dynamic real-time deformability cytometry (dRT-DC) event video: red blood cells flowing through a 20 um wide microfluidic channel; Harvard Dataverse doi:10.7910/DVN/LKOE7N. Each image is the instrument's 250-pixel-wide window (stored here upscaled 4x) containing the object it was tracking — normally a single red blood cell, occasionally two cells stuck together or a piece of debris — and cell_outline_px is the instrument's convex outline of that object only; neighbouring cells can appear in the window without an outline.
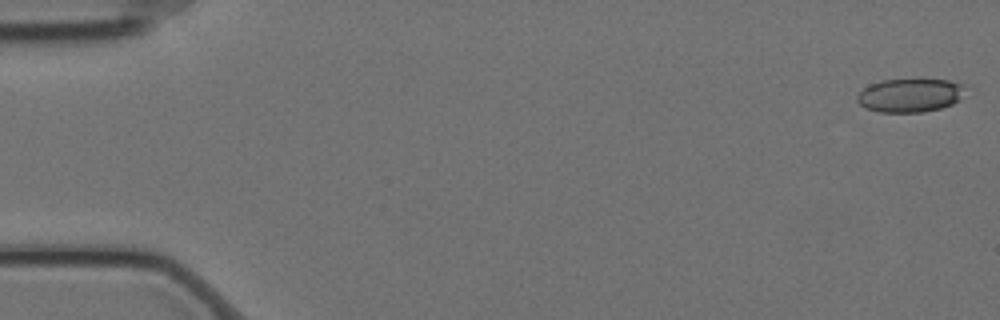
{"species": "Egyptian fruit bat (a non-hibernating species)", "species_latin": "Rousettus aegyptiacus", "temperature_condition": "cold", "stored_images_in_passage": 5, "camera_frame_rate_fps": 3000, "um_per_image_px": 0.085, "animal": {"sex": "female"}, "frame": {"image": 1, "passage_image": 1, "time_ms": 0.0, "image_size_px": [1000, 320], "cell_outline_px": [[964, 84], [960, 100], [952, 104], [940, 108], [920, 112], [880, 112], [868, 108], [860, 104], [856, 100], [856, 96], [868, 84], [880, 80], [948, 80]], "centroid_in_image_um": [77.32, 8.1], "position_along_channel_um": 7.7, "area_um2": 20.92}}
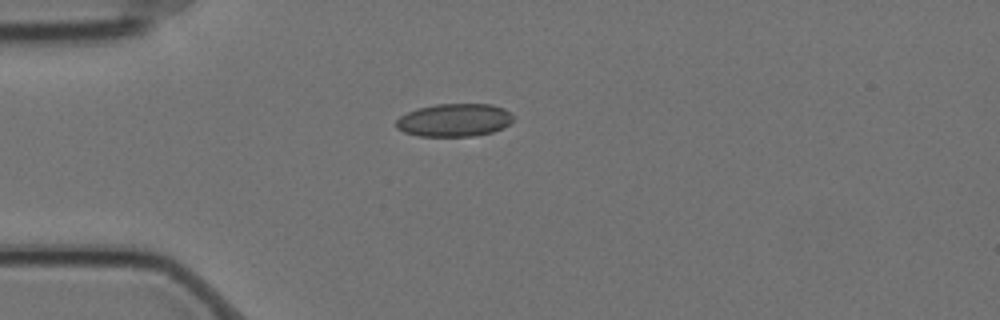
{"frame": {"image": 2, "passage_image": 5, "time_ms": 1.333, "image_size_px": [1000, 320], "cell_outline_px": [[516, 116], [504, 128], [492, 132], [472, 136], [420, 136], [404, 132], [396, 128], [396, 120], [400, 116], [408, 112], [420, 108], [436, 104], [492, 104], [504, 108]], "centroid_in_image_um": [38.65, 10.21], "position_along_channel_um": 46.4, "area_um2": 22.54}}